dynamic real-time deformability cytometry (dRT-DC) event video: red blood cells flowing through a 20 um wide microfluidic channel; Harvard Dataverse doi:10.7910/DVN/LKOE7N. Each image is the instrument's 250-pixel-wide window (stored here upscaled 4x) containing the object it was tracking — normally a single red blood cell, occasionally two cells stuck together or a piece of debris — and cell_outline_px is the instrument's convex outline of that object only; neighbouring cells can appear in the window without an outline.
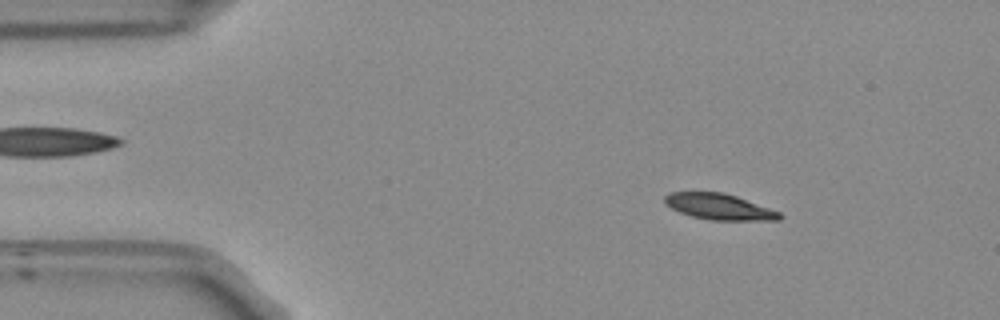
{"species": "Egyptian fruit bat (a non-hibernating species)", "species_latin": "Rousettus aegyptiacus", "temperature_condition": "room temperature", "stored_images_in_passage": 53, "camera_frame_rate_fps": 3000, "um_per_image_px": 0.085, "frame": {"image": 1, "passage_image": 7, "time_ms": 2.0, "image_size_px": [1000, 320], "cell_outline_px": [[784, 216], [780, 220], [708, 220], [692, 216], [680, 212], [664, 204], [664, 196], [672, 192], [724, 192], [736, 196], [780, 212]], "centroid_in_image_um": [61.13, 17.57], "position_along_channel_um": 23.9, "area_um2": 17.34}}
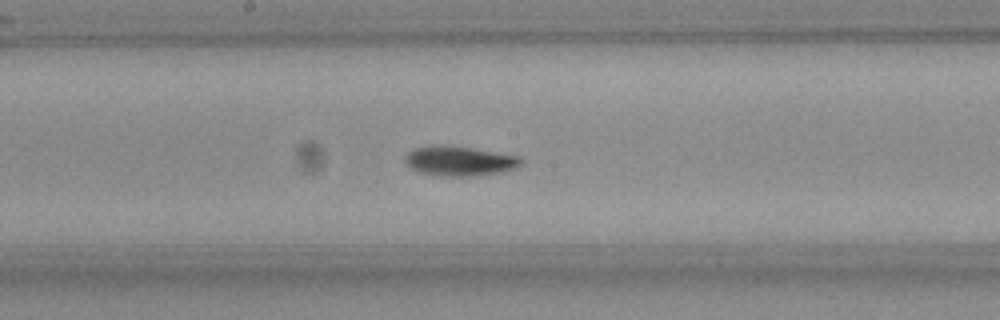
{"frame": {"image": 2, "passage_image": 27, "time_ms": 8.667, "image_size_px": [1000, 320], "cell_outline_px": [[524, 160], [516, 168], [504, 172], [476, 176], [440, 176], [420, 172], [412, 168], [404, 160], [408, 152], [416, 148], [468, 148], [520, 156]], "centroid_in_image_um": [39.15, 13.74], "position_along_channel_um": 209.0, "area_um2": 19.19}}
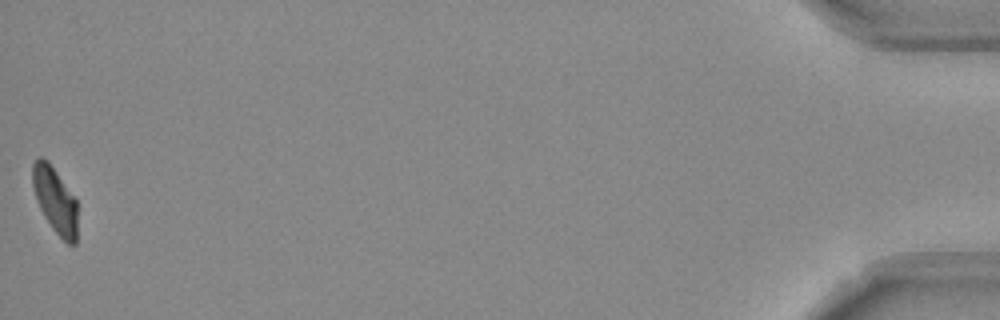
{"frame": {"image": 3, "passage_image": 53, "time_ms": 17.333, "image_size_px": [1000, 320], "cell_outline_px": [[76, 244], [68, 244], [52, 228], [44, 216], [40, 208], [32, 184], [32, 164], [40, 156], [48, 160], [76, 200]], "centroid_in_image_um": [4.66, 17.0], "position_along_channel_um": 430.5, "area_um2": 16.88}, "authors_computed_cell_mechanics": {"area_um2": 18.4382, "velocity_mm_per_s": 3.7463, "shape_relaxation_time_tau1_ms": 3.9326, "shape_relaxation_time_tau2_ms": 4.9127, "deformation_change_tau1": 0.1569, "deformation_change_tau2": 0.085}}